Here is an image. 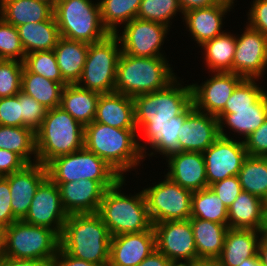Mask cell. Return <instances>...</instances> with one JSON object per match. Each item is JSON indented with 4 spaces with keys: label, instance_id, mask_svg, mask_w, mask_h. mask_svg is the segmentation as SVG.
Here are the masks:
<instances>
[{
    "label": "cell",
    "instance_id": "obj_1",
    "mask_svg": "<svg viewBox=\"0 0 267 266\" xmlns=\"http://www.w3.org/2000/svg\"><path fill=\"white\" fill-rule=\"evenodd\" d=\"M177 79L164 89L135 96V123L153 148L162 138L169 119L182 114L192 104L191 85L180 86ZM177 84V85H176Z\"/></svg>",
    "mask_w": 267,
    "mask_h": 266
},
{
    "label": "cell",
    "instance_id": "obj_2",
    "mask_svg": "<svg viewBox=\"0 0 267 266\" xmlns=\"http://www.w3.org/2000/svg\"><path fill=\"white\" fill-rule=\"evenodd\" d=\"M137 129H119L92 121L84 127V147L102 158L122 178L139 165L146 146L136 140Z\"/></svg>",
    "mask_w": 267,
    "mask_h": 266
},
{
    "label": "cell",
    "instance_id": "obj_3",
    "mask_svg": "<svg viewBox=\"0 0 267 266\" xmlns=\"http://www.w3.org/2000/svg\"><path fill=\"white\" fill-rule=\"evenodd\" d=\"M59 240L72 257L108 266L111 235L97 213L68 215Z\"/></svg>",
    "mask_w": 267,
    "mask_h": 266
},
{
    "label": "cell",
    "instance_id": "obj_4",
    "mask_svg": "<svg viewBox=\"0 0 267 266\" xmlns=\"http://www.w3.org/2000/svg\"><path fill=\"white\" fill-rule=\"evenodd\" d=\"M165 56L136 57L121 52L115 92L134 98L167 87L176 77Z\"/></svg>",
    "mask_w": 267,
    "mask_h": 266
},
{
    "label": "cell",
    "instance_id": "obj_5",
    "mask_svg": "<svg viewBox=\"0 0 267 266\" xmlns=\"http://www.w3.org/2000/svg\"><path fill=\"white\" fill-rule=\"evenodd\" d=\"M124 179L105 190L97 211L111 237L147 231L153 226L143 190L132 197L124 195L121 193Z\"/></svg>",
    "mask_w": 267,
    "mask_h": 266
},
{
    "label": "cell",
    "instance_id": "obj_6",
    "mask_svg": "<svg viewBox=\"0 0 267 266\" xmlns=\"http://www.w3.org/2000/svg\"><path fill=\"white\" fill-rule=\"evenodd\" d=\"M35 137L37 162L42 165L84 148V126L61 106L47 110Z\"/></svg>",
    "mask_w": 267,
    "mask_h": 266
},
{
    "label": "cell",
    "instance_id": "obj_7",
    "mask_svg": "<svg viewBox=\"0 0 267 266\" xmlns=\"http://www.w3.org/2000/svg\"><path fill=\"white\" fill-rule=\"evenodd\" d=\"M53 15L63 38L92 44L110 35L103 25L99 3L91 0H58Z\"/></svg>",
    "mask_w": 267,
    "mask_h": 266
},
{
    "label": "cell",
    "instance_id": "obj_8",
    "mask_svg": "<svg viewBox=\"0 0 267 266\" xmlns=\"http://www.w3.org/2000/svg\"><path fill=\"white\" fill-rule=\"evenodd\" d=\"M47 176L58 186L61 183L90 179L99 181L106 189L113 187L122 177L95 153L85 147L50 160Z\"/></svg>",
    "mask_w": 267,
    "mask_h": 266
},
{
    "label": "cell",
    "instance_id": "obj_9",
    "mask_svg": "<svg viewBox=\"0 0 267 266\" xmlns=\"http://www.w3.org/2000/svg\"><path fill=\"white\" fill-rule=\"evenodd\" d=\"M60 236L52 229L17 220L3 229L2 255L18 259H54Z\"/></svg>",
    "mask_w": 267,
    "mask_h": 266
},
{
    "label": "cell",
    "instance_id": "obj_10",
    "mask_svg": "<svg viewBox=\"0 0 267 266\" xmlns=\"http://www.w3.org/2000/svg\"><path fill=\"white\" fill-rule=\"evenodd\" d=\"M119 42L116 34H110L100 42L89 44L78 86L100 94L115 92L117 63L122 52Z\"/></svg>",
    "mask_w": 267,
    "mask_h": 266
},
{
    "label": "cell",
    "instance_id": "obj_11",
    "mask_svg": "<svg viewBox=\"0 0 267 266\" xmlns=\"http://www.w3.org/2000/svg\"><path fill=\"white\" fill-rule=\"evenodd\" d=\"M143 192L152 224L190 218L193 192L168 176L153 187L143 189Z\"/></svg>",
    "mask_w": 267,
    "mask_h": 266
},
{
    "label": "cell",
    "instance_id": "obj_12",
    "mask_svg": "<svg viewBox=\"0 0 267 266\" xmlns=\"http://www.w3.org/2000/svg\"><path fill=\"white\" fill-rule=\"evenodd\" d=\"M203 156L209 187L225 178L237 176L248 154L243 141L220 135L203 152Z\"/></svg>",
    "mask_w": 267,
    "mask_h": 266
},
{
    "label": "cell",
    "instance_id": "obj_13",
    "mask_svg": "<svg viewBox=\"0 0 267 266\" xmlns=\"http://www.w3.org/2000/svg\"><path fill=\"white\" fill-rule=\"evenodd\" d=\"M67 218L59 187L47 176L38 186L22 220L31 225L48 227L60 236Z\"/></svg>",
    "mask_w": 267,
    "mask_h": 266
},
{
    "label": "cell",
    "instance_id": "obj_14",
    "mask_svg": "<svg viewBox=\"0 0 267 266\" xmlns=\"http://www.w3.org/2000/svg\"><path fill=\"white\" fill-rule=\"evenodd\" d=\"M168 27L158 22L135 18L126 23L120 40L121 51L136 57L163 56L159 51Z\"/></svg>",
    "mask_w": 267,
    "mask_h": 266
},
{
    "label": "cell",
    "instance_id": "obj_15",
    "mask_svg": "<svg viewBox=\"0 0 267 266\" xmlns=\"http://www.w3.org/2000/svg\"><path fill=\"white\" fill-rule=\"evenodd\" d=\"M156 249L170 261L193 262L198 258L189 219L153 224Z\"/></svg>",
    "mask_w": 267,
    "mask_h": 266
},
{
    "label": "cell",
    "instance_id": "obj_16",
    "mask_svg": "<svg viewBox=\"0 0 267 266\" xmlns=\"http://www.w3.org/2000/svg\"><path fill=\"white\" fill-rule=\"evenodd\" d=\"M267 67V37L260 31L246 26L236 37L232 72L245 79H258Z\"/></svg>",
    "mask_w": 267,
    "mask_h": 266
},
{
    "label": "cell",
    "instance_id": "obj_17",
    "mask_svg": "<svg viewBox=\"0 0 267 266\" xmlns=\"http://www.w3.org/2000/svg\"><path fill=\"white\" fill-rule=\"evenodd\" d=\"M244 78L233 72H216L202 84H192V103L194 108L217 117L224 109L236 86Z\"/></svg>",
    "mask_w": 267,
    "mask_h": 266
},
{
    "label": "cell",
    "instance_id": "obj_18",
    "mask_svg": "<svg viewBox=\"0 0 267 266\" xmlns=\"http://www.w3.org/2000/svg\"><path fill=\"white\" fill-rule=\"evenodd\" d=\"M154 250L156 237L153 226L147 231L113 236L108 266H138Z\"/></svg>",
    "mask_w": 267,
    "mask_h": 266
},
{
    "label": "cell",
    "instance_id": "obj_19",
    "mask_svg": "<svg viewBox=\"0 0 267 266\" xmlns=\"http://www.w3.org/2000/svg\"><path fill=\"white\" fill-rule=\"evenodd\" d=\"M9 181L13 215L22 220L40 183L47 177V169L41 163L27 164L22 170L5 176Z\"/></svg>",
    "mask_w": 267,
    "mask_h": 266
},
{
    "label": "cell",
    "instance_id": "obj_20",
    "mask_svg": "<svg viewBox=\"0 0 267 266\" xmlns=\"http://www.w3.org/2000/svg\"><path fill=\"white\" fill-rule=\"evenodd\" d=\"M219 136L217 117L194 109L181 126L179 151L203 153Z\"/></svg>",
    "mask_w": 267,
    "mask_h": 266
},
{
    "label": "cell",
    "instance_id": "obj_21",
    "mask_svg": "<svg viewBox=\"0 0 267 266\" xmlns=\"http://www.w3.org/2000/svg\"><path fill=\"white\" fill-rule=\"evenodd\" d=\"M168 176L181 187L192 192L208 187L206 166L202 152L179 151L168 157Z\"/></svg>",
    "mask_w": 267,
    "mask_h": 266
},
{
    "label": "cell",
    "instance_id": "obj_22",
    "mask_svg": "<svg viewBox=\"0 0 267 266\" xmlns=\"http://www.w3.org/2000/svg\"><path fill=\"white\" fill-rule=\"evenodd\" d=\"M58 187L68 215L97 213L106 190L99 181L90 179L61 183Z\"/></svg>",
    "mask_w": 267,
    "mask_h": 266
},
{
    "label": "cell",
    "instance_id": "obj_23",
    "mask_svg": "<svg viewBox=\"0 0 267 266\" xmlns=\"http://www.w3.org/2000/svg\"><path fill=\"white\" fill-rule=\"evenodd\" d=\"M233 3L230 0H222L211 6L184 12L186 25L199 46L224 33L221 32L222 17L231 9Z\"/></svg>",
    "mask_w": 267,
    "mask_h": 266
},
{
    "label": "cell",
    "instance_id": "obj_24",
    "mask_svg": "<svg viewBox=\"0 0 267 266\" xmlns=\"http://www.w3.org/2000/svg\"><path fill=\"white\" fill-rule=\"evenodd\" d=\"M93 121L119 129H137L134 99L117 92L100 94Z\"/></svg>",
    "mask_w": 267,
    "mask_h": 266
},
{
    "label": "cell",
    "instance_id": "obj_25",
    "mask_svg": "<svg viewBox=\"0 0 267 266\" xmlns=\"http://www.w3.org/2000/svg\"><path fill=\"white\" fill-rule=\"evenodd\" d=\"M267 118V92L251 108L223 109L217 116L219 121V134L227 137L224 125L230 126L234 132L246 138L257 130ZM225 122V123H224Z\"/></svg>",
    "mask_w": 267,
    "mask_h": 266
},
{
    "label": "cell",
    "instance_id": "obj_26",
    "mask_svg": "<svg viewBox=\"0 0 267 266\" xmlns=\"http://www.w3.org/2000/svg\"><path fill=\"white\" fill-rule=\"evenodd\" d=\"M264 231L253 229L229 228L225 235L224 245L217 258L221 266H238L244 259L258 257L259 234Z\"/></svg>",
    "mask_w": 267,
    "mask_h": 266
},
{
    "label": "cell",
    "instance_id": "obj_27",
    "mask_svg": "<svg viewBox=\"0 0 267 266\" xmlns=\"http://www.w3.org/2000/svg\"><path fill=\"white\" fill-rule=\"evenodd\" d=\"M228 227L264 231L265 202L245 191H241L228 208Z\"/></svg>",
    "mask_w": 267,
    "mask_h": 266
},
{
    "label": "cell",
    "instance_id": "obj_28",
    "mask_svg": "<svg viewBox=\"0 0 267 266\" xmlns=\"http://www.w3.org/2000/svg\"><path fill=\"white\" fill-rule=\"evenodd\" d=\"M89 43L60 37L53 51L63 80L67 84H77L80 80Z\"/></svg>",
    "mask_w": 267,
    "mask_h": 266
},
{
    "label": "cell",
    "instance_id": "obj_29",
    "mask_svg": "<svg viewBox=\"0 0 267 266\" xmlns=\"http://www.w3.org/2000/svg\"><path fill=\"white\" fill-rule=\"evenodd\" d=\"M0 8V17L15 27L39 23L53 15V7L41 0H0Z\"/></svg>",
    "mask_w": 267,
    "mask_h": 266
},
{
    "label": "cell",
    "instance_id": "obj_30",
    "mask_svg": "<svg viewBox=\"0 0 267 266\" xmlns=\"http://www.w3.org/2000/svg\"><path fill=\"white\" fill-rule=\"evenodd\" d=\"M99 96L100 93L77 84H67L61 93L60 106L85 127L94 120Z\"/></svg>",
    "mask_w": 267,
    "mask_h": 266
},
{
    "label": "cell",
    "instance_id": "obj_31",
    "mask_svg": "<svg viewBox=\"0 0 267 266\" xmlns=\"http://www.w3.org/2000/svg\"><path fill=\"white\" fill-rule=\"evenodd\" d=\"M198 258L217 259L229 227L225 224L190 217Z\"/></svg>",
    "mask_w": 267,
    "mask_h": 266
},
{
    "label": "cell",
    "instance_id": "obj_32",
    "mask_svg": "<svg viewBox=\"0 0 267 266\" xmlns=\"http://www.w3.org/2000/svg\"><path fill=\"white\" fill-rule=\"evenodd\" d=\"M16 28L26 54L35 51L53 50L61 37L54 15L48 20L39 23L30 22Z\"/></svg>",
    "mask_w": 267,
    "mask_h": 266
},
{
    "label": "cell",
    "instance_id": "obj_33",
    "mask_svg": "<svg viewBox=\"0 0 267 266\" xmlns=\"http://www.w3.org/2000/svg\"><path fill=\"white\" fill-rule=\"evenodd\" d=\"M67 83H58L30 72L25 66L22 71L21 91L31 96L45 108L60 106L61 93Z\"/></svg>",
    "mask_w": 267,
    "mask_h": 266
},
{
    "label": "cell",
    "instance_id": "obj_34",
    "mask_svg": "<svg viewBox=\"0 0 267 266\" xmlns=\"http://www.w3.org/2000/svg\"><path fill=\"white\" fill-rule=\"evenodd\" d=\"M208 69L213 72H232L236 37L226 32L203 43Z\"/></svg>",
    "mask_w": 267,
    "mask_h": 266
},
{
    "label": "cell",
    "instance_id": "obj_35",
    "mask_svg": "<svg viewBox=\"0 0 267 266\" xmlns=\"http://www.w3.org/2000/svg\"><path fill=\"white\" fill-rule=\"evenodd\" d=\"M0 148L18 154L27 164H32L34 154L37 163L35 132L28 127L0 125Z\"/></svg>",
    "mask_w": 267,
    "mask_h": 266
},
{
    "label": "cell",
    "instance_id": "obj_36",
    "mask_svg": "<svg viewBox=\"0 0 267 266\" xmlns=\"http://www.w3.org/2000/svg\"><path fill=\"white\" fill-rule=\"evenodd\" d=\"M242 191L267 201V160L248 155L237 175Z\"/></svg>",
    "mask_w": 267,
    "mask_h": 266
},
{
    "label": "cell",
    "instance_id": "obj_37",
    "mask_svg": "<svg viewBox=\"0 0 267 266\" xmlns=\"http://www.w3.org/2000/svg\"><path fill=\"white\" fill-rule=\"evenodd\" d=\"M190 217L228 226V209L210 187L192 193Z\"/></svg>",
    "mask_w": 267,
    "mask_h": 266
},
{
    "label": "cell",
    "instance_id": "obj_38",
    "mask_svg": "<svg viewBox=\"0 0 267 266\" xmlns=\"http://www.w3.org/2000/svg\"><path fill=\"white\" fill-rule=\"evenodd\" d=\"M104 27L110 34H117V25L135 19L141 0H101L98 2Z\"/></svg>",
    "mask_w": 267,
    "mask_h": 266
},
{
    "label": "cell",
    "instance_id": "obj_39",
    "mask_svg": "<svg viewBox=\"0 0 267 266\" xmlns=\"http://www.w3.org/2000/svg\"><path fill=\"white\" fill-rule=\"evenodd\" d=\"M177 12L184 14L179 0H141L136 18L158 22L170 27V19Z\"/></svg>",
    "mask_w": 267,
    "mask_h": 266
},
{
    "label": "cell",
    "instance_id": "obj_40",
    "mask_svg": "<svg viewBox=\"0 0 267 266\" xmlns=\"http://www.w3.org/2000/svg\"><path fill=\"white\" fill-rule=\"evenodd\" d=\"M24 66L32 73L58 83H66L60 73L53 50L35 51L26 54Z\"/></svg>",
    "mask_w": 267,
    "mask_h": 266
},
{
    "label": "cell",
    "instance_id": "obj_41",
    "mask_svg": "<svg viewBox=\"0 0 267 266\" xmlns=\"http://www.w3.org/2000/svg\"><path fill=\"white\" fill-rule=\"evenodd\" d=\"M193 103L180 115L172 117L164 126L161 140L153 147L155 152L168 157L171 154L179 152L178 137H180L181 126L186 117L194 110Z\"/></svg>",
    "mask_w": 267,
    "mask_h": 266
},
{
    "label": "cell",
    "instance_id": "obj_42",
    "mask_svg": "<svg viewBox=\"0 0 267 266\" xmlns=\"http://www.w3.org/2000/svg\"><path fill=\"white\" fill-rule=\"evenodd\" d=\"M24 63L0 59V98L17 95L21 91Z\"/></svg>",
    "mask_w": 267,
    "mask_h": 266
},
{
    "label": "cell",
    "instance_id": "obj_43",
    "mask_svg": "<svg viewBox=\"0 0 267 266\" xmlns=\"http://www.w3.org/2000/svg\"><path fill=\"white\" fill-rule=\"evenodd\" d=\"M257 79H243L235 88L230 98L226 101L224 109L251 108L265 93L255 83Z\"/></svg>",
    "mask_w": 267,
    "mask_h": 266
},
{
    "label": "cell",
    "instance_id": "obj_44",
    "mask_svg": "<svg viewBox=\"0 0 267 266\" xmlns=\"http://www.w3.org/2000/svg\"><path fill=\"white\" fill-rule=\"evenodd\" d=\"M25 60L26 53L20 42L17 28L0 17V59Z\"/></svg>",
    "mask_w": 267,
    "mask_h": 266
},
{
    "label": "cell",
    "instance_id": "obj_45",
    "mask_svg": "<svg viewBox=\"0 0 267 266\" xmlns=\"http://www.w3.org/2000/svg\"><path fill=\"white\" fill-rule=\"evenodd\" d=\"M17 95L21 103L22 127H28L36 132L46 116L47 108L22 91Z\"/></svg>",
    "mask_w": 267,
    "mask_h": 266
},
{
    "label": "cell",
    "instance_id": "obj_46",
    "mask_svg": "<svg viewBox=\"0 0 267 266\" xmlns=\"http://www.w3.org/2000/svg\"><path fill=\"white\" fill-rule=\"evenodd\" d=\"M21 114L18 95L0 98V125L22 127Z\"/></svg>",
    "mask_w": 267,
    "mask_h": 266
},
{
    "label": "cell",
    "instance_id": "obj_47",
    "mask_svg": "<svg viewBox=\"0 0 267 266\" xmlns=\"http://www.w3.org/2000/svg\"><path fill=\"white\" fill-rule=\"evenodd\" d=\"M209 187L222 200L227 209L232 205L242 191L241 184L237 176L225 178L222 181L211 184Z\"/></svg>",
    "mask_w": 267,
    "mask_h": 266
},
{
    "label": "cell",
    "instance_id": "obj_48",
    "mask_svg": "<svg viewBox=\"0 0 267 266\" xmlns=\"http://www.w3.org/2000/svg\"><path fill=\"white\" fill-rule=\"evenodd\" d=\"M243 142L248 155L265 157L267 155V118Z\"/></svg>",
    "mask_w": 267,
    "mask_h": 266
},
{
    "label": "cell",
    "instance_id": "obj_49",
    "mask_svg": "<svg viewBox=\"0 0 267 266\" xmlns=\"http://www.w3.org/2000/svg\"><path fill=\"white\" fill-rule=\"evenodd\" d=\"M11 200L9 181L5 176H0V227L3 229L18 220L13 215Z\"/></svg>",
    "mask_w": 267,
    "mask_h": 266
},
{
    "label": "cell",
    "instance_id": "obj_50",
    "mask_svg": "<svg viewBox=\"0 0 267 266\" xmlns=\"http://www.w3.org/2000/svg\"><path fill=\"white\" fill-rule=\"evenodd\" d=\"M251 6L247 25L267 37V0H254Z\"/></svg>",
    "mask_w": 267,
    "mask_h": 266
},
{
    "label": "cell",
    "instance_id": "obj_51",
    "mask_svg": "<svg viewBox=\"0 0 267 266\" xmlns=\"http://www.w3.org/2000/svg\"><path fill=\"white\" fill-rule=\"evenodd\" d=\"M27 163L15 152L0 148V176L22 170Z\"/></svg>",
    "mask_w": 267,
    "mask_h": 266
},
{
    "label": "cell",
    "instance_id": "obj_52",
    "mask_svg": "<svg viewBox=\"0 0 267 266\" xmlns=\"http://www.w3.org/2000/svg\"><path fill=\"white\" fill-rule=\"evenodd\" d=\"M0 266H53V259H18L0 254Z\"/></svg>",
    "mask_w": 267,
    "mask_h": 266
},
{
    "label": "cell",
    "instance_id": "obj_53",
    "mask_svg": "<svg viewBox=\"0 0 267 266\" xmlns=\"http://www.w3.org/2000/svg\"><path fill=\"white\" fill-rule=\"evenodd\" d=\"M53 266H99L95 263L72 257L60 247L53 259Z\"/></svg>",
    "mask_w": 267,
    "mask_h": 266
},
{
    "label": "cell",
    "instance_id": "obj_54",
    "mask_svg": "<svg viewBox=\"0 0 267 266\" xmlns=\"http://www.w3.org/2000/svg\"><path fill=\"white\" fill-rule=\"evenodd\" d=\"M171 261L157 249L148 255L138 266H168Z\"/></svg>",
    "mask_w": 267,
    "mask_h": 266
},
{
    "label": "cell",
    "instance_id": "obj_55",
    "mask_svg": "<svg viewBox=\"0 0 267 266\" xmlns=\"http://www.w3.org/2000/svg\"><path fill=\"white\" fill-rule=\"evenodd\" d=\"M222 0H179L183 12L220 3Z\"/></svg>",
    "mask_w": 267,
    "mask_h": 266
},
{
    "label": "cell",
    "instance_id": "obj_56",
    "mask_svg": "<svg viewBox=\"0 0 267 266\" xmlns=\"http://www.w3.org/2000/svg\"><path fill=\"white\" fill-rule=\"evenodd\" d=\"M258 259L262 266H267V234L260 235V241L258 245Z\"/></svg>",
    "mask_w": 267,
    "mask_h": 266
},
{
    "label": "cell",
    "instance_id": "obj_57",
    "mask_svg": "<svg viewBox=\"0 0 267 266\" xmlns=\"http://www.w3.org/2000/svg\"><path fill=\"white\" fill-rule=\"evenodd\" d=\"M192 266H221L218 259L199 258L192 262Z\"/></svg>",
    "mask_w": 267,
    "mask_h": 266
},
{
    "label": "cell",
    "instance_id": "obj_58",
    "mask_svg": "<svg viewBox=\"0 0 267 266\" xmlns=\"http://www.w3.org/2000/svg\"><path fill=\"white\" fill-rule=\"evenodd\" d=\"M238 266H262V264L260 263L258 257H252L244 259L243 262Z\"/></svg>",
    "mask_w": 267,
    "mask_h": 266
},
{
    "label": "cell",
    "instance_id": "obj_59",
    "mask_svg": "<svg viewBox=\"0 0 267 266\" xmlns=\"http://www.w3.org/2000/svg\"><path fill=\"white\" fill-rule=\"evenodd\" d=\"M168 266H192V262L171 261Z\"/></svg>",
    "mask_w": 267,
    "mask_h": 266
},
{
    "label": "cell",
    "instance_id": "obj_60",
    "mask_svg": "<svg viewBox=\"0 0 267 266\" xmlns=\"http://www.w3.org/2000/svg\"><path fill=\"white\" fill-rule=\"evenodd\" d=\"M3 248V228L0 227V254Z\"/></svg>",
    "mask_w": 267,
    "mask_h": 266
},
{
    "label": "cell",
    "instance_id": "obj_61",
    "mask_svg": "<svg viewBox=\"0 0 267 266\" xmlns=\"http://www.w3.org/2000/svg\"><path fill=\"white\" fill-rule=\"evenodd\" d=\"M264 233L267 234V201L265 202V228Z\"/></svg>",
    "mask_w": 267,
    "mask_h": 266
},
{
    "label": "cell",
    "instance_id": "obj_62",
    "mask_svg": "<svg viewBox=\"0 0 267 266\" xmlns=\"http://www.w3.org/2000/svg\"><path fill=\"white\" fill-rule=\"evenodd\" d=\"M41 1L47 2L52 7H54L58 0H41Z\"/></svg>",
    "mask_w": 267,
    "mask_h": 266
}]
</instances>
